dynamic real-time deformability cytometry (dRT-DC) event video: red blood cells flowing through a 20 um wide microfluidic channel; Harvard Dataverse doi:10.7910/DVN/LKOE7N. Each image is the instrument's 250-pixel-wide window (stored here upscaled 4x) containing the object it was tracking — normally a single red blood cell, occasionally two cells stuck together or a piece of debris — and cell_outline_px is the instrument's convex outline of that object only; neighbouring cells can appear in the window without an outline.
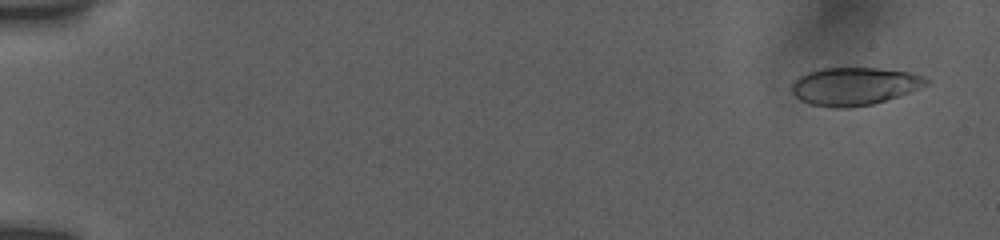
{"species": "human", "species_latin": "Homo sapiens", "temperature_condition": "room temperature", "stored_images_in_passage": 16, "camera_frame_rate_fps": 3000, "um_per_image_px": 0.085, "donor": {"sex": "female"}, "frame": {"image": 1, "passage_image": 2, "time_ms": 0.667, "image_size_px": [1000, 240], "cell_outline_px": [[932, 84], [872, 104], [848, 108], [832, 108], [812, 104], [800, 100], [792, 92], [792, 84], [800, 76], [808, 72], [820, 68], [876, 68], [908, 72], [924, 76], [932, 80]], "centroid_in_image_um": [72.65, 7.32], "position_along_channel_um": 12.4, "area_um2": 29.59}}
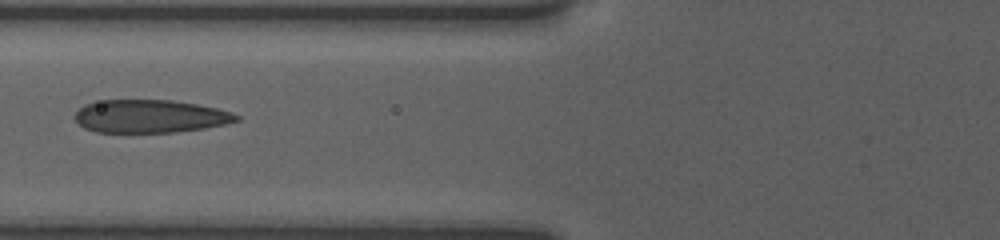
{"frame": {"image": 2, "passage_image": 13, "time_ms": 7.667, "image_size_px": [1000, 240], "cell_outline_px": [[240, 120], [224, 124], [204, 128], [172, 132], [96, 132], [84, 128], [72, 116], [84, 104], [104, 100], [172, 100], [196, 104], [216, 108], [240, 116]], "centroid_in_image_um": [12.72, 9.88], "position_along_channel_um": 113.1, "area_um2": 30.87}}
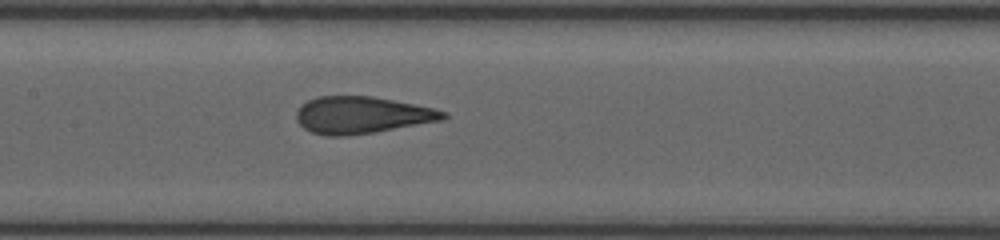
{"frame": {"image": 3, "passage_image": 16, "time_ms": 9.333, "image_size_px": [1000, 240], "cell_outline_px": [[448, 116], [444, 120], [376, 132], [344, 136], [328, 136], [312, 132], [304, 128], [296, 120], [296, 112], [300, 104], [316, 96], [372, 96], [436, 108], [448, 112]], "centroid_in_image_um": [30.78, 9.78], "position_along_channel_um": 176.6, "area_um2": 31.96}}